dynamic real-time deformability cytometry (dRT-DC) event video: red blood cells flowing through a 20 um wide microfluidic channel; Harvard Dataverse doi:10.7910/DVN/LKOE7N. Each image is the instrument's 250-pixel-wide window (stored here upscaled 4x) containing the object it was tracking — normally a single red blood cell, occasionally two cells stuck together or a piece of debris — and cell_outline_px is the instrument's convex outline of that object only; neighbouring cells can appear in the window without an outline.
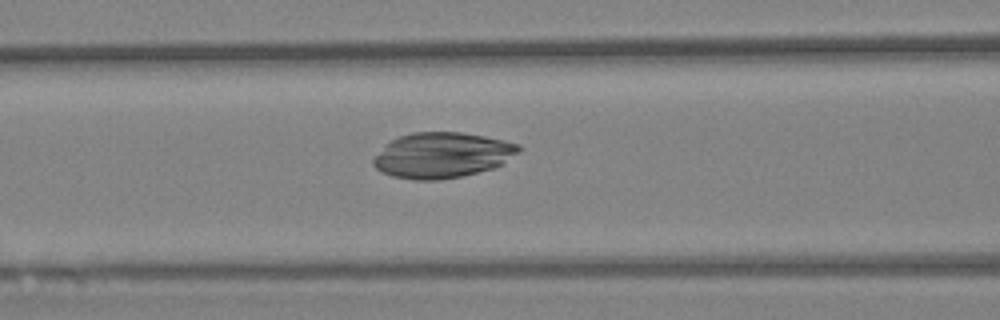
{"species": "Egyptian fruit bat (a non-hibernating species)", "species_latin": "Rousettus aegyptiacus", "temperature_condition": "warm", "stored_images_in_passage": 43, "camera_frame_rate_fps": 3000, "um_per_image_px": 0.085, "animal": {"sex": "female"}, "frame": {"image": 1, "passage_image": 8, "time_ms": 2.333, "image_size_px": [1000, 320], "cell_outline_px": [[520, 152], [500, 164], [492, 168], [460, 176], [436, 180], [416, 180], [392, 176], [380, 172], [372, 164], [372, 160], [384, 144], [400, 136], [412, 132], [460, 132], [484, 136], [520, 144]], "centroid_in_image_um": [37.54, 13.18], "position_along_channel_um": 129.1, "area_um2": 38.32}}
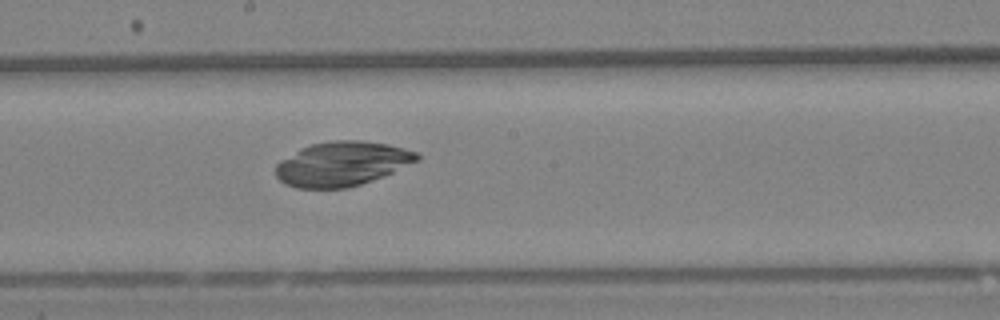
{"frame": {"image": 2, "passage_image": 16, "time_ms": 5.0, "image_size_px": [1000, 320], "cell_outline_px": [[420, 160], [384, 176], [348, 188], [296, 188], [284, 184], [276, 176], [276, 164], [280, 160], [300, 148], [312, 144], [332, 140], [360, 140], [388, 144], [404, 148], [416, 152], [420, 156]], "centroid_in_image_um": [29.07, 13.92], "position_along_channel_um": 219.1, "area_um2": 36.7}}
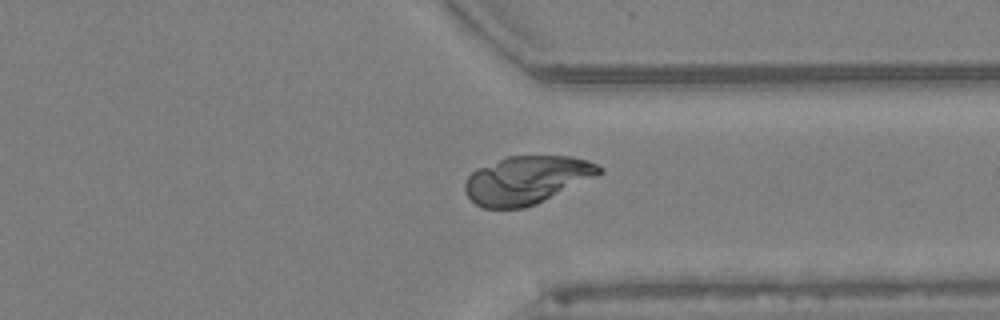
{"frame": {"image": 3, "passage_image": 29, "time_ms": 9.333, "image_size_px": [1000, 320], "cell_outline_px": [[604, 172], [596, 176], [536, 204], [524, 208], [480, 208], [468, 196], [464, 188], [464, 184], [468, 176], [476, 168], [508, 156], [568, 156], [588, 160], [604, 168]], "centroid_in_image_um": [44.76, 15.3], "position_along_channel_um": 366.6, "area_um2": 37.45}}